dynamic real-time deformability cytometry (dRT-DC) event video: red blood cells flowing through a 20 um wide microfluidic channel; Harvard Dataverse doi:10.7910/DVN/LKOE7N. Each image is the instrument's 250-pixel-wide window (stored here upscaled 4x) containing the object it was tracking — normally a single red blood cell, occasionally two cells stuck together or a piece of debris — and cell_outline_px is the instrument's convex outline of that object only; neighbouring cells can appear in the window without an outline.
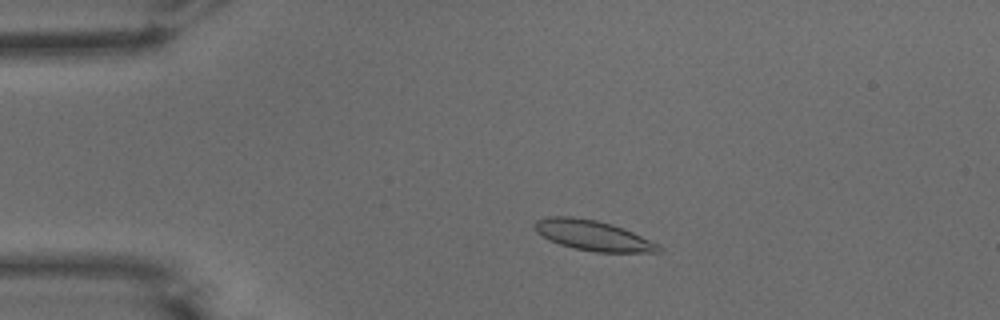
{"species": "common noctule bat (a hibernating species)", "species_latin": "Nyctalus noctula", "temperature_condition": "warm", "stored_images_in_passage": 51, "camera_frame_rate_fps": 3000, "um_per_image_px": 0.085, "animal": {"sex": "male", "body_mass_g": 15.6}, "frame": {"image": 1, "passage_image": 9, "time_ms": 2.667, "image_size_px": [1000, 320], "cell_outline_px": [[664, 248], [660, 252], [596, 252], [576, 248], [560, 244], [536, 232], [532, 228], [532, 224], [536, 220], [548, 216], [572, 216], [596, 220], [612, 224], [632, 232], [660, 244]], "centroid_in_image_um": [50.4, 20.0], "position_along_channel_um": 34.6, "area_um2": 21.79}}
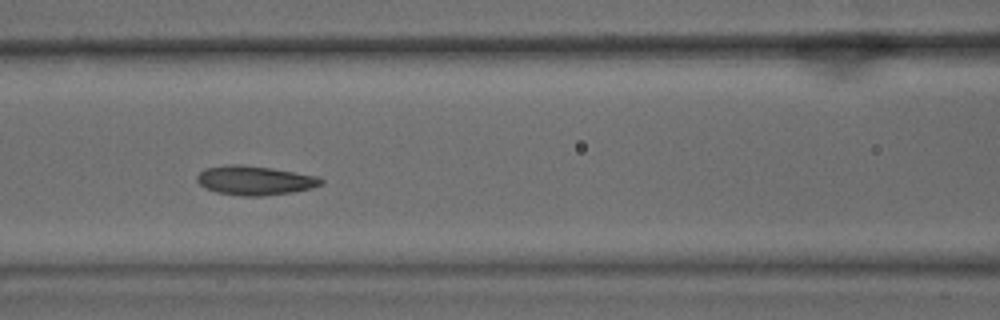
{"frame": {"image": 2, "passage_image": 21, "time_ms": 6.667, "image_size_px": [1000, 320], "cell_outline_px": [[324, 184], [312, 188], [292, 192], [264, 196], [240, 196], [216, 192], [204, 188], [196, 180], [196, 176], [204, 168], [224, 164], [240, 164], [272, 168], [316, 176], [324, 180]], "centroid_in_image_um": [21.62, 15.33], "position_along_channel_um": 145.0, "area_um2": 21.33}}
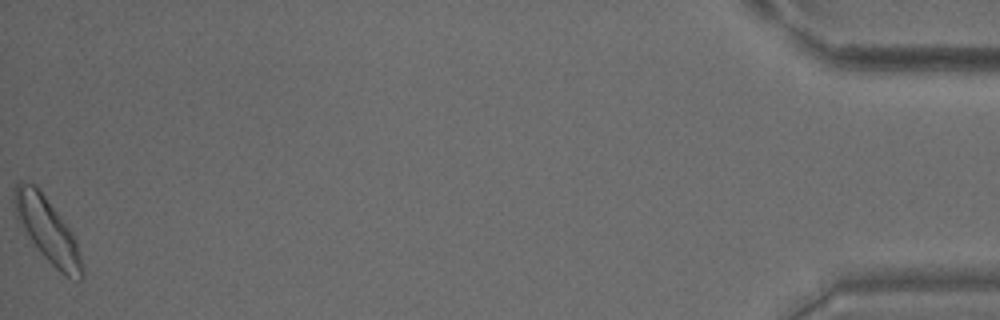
{"frame": {"image": 3, "passage_image": 51, "time_ms": 16.667, "image_size_px": [1000, 320], "cell_outline_px": [[84, 276], [80, 280], [72, 280], [60, 272], [40, 252], [28, 236], [16, 216], [12, 200], [16, 184], [20, 180], [24, 180], [36, 184], [72, 232], [80, 256], [84, 272]], "centroid_in_image_um": [4.01, 19.52], "position_along_channel_um": 431.2, "area_um2": 25.14}, "authors_computed_cell_mechanics": {"area_um2": 21.3282, "velocity_mm_per_s": 3.8224, "shape_relaxation_time_tau1_ms": 3.4966, "shape_relaxation_time_tau2_ms": 3.4925, "deformation_change_tau1": 0.0981, "deformation_change_tau2": 0.0904}}